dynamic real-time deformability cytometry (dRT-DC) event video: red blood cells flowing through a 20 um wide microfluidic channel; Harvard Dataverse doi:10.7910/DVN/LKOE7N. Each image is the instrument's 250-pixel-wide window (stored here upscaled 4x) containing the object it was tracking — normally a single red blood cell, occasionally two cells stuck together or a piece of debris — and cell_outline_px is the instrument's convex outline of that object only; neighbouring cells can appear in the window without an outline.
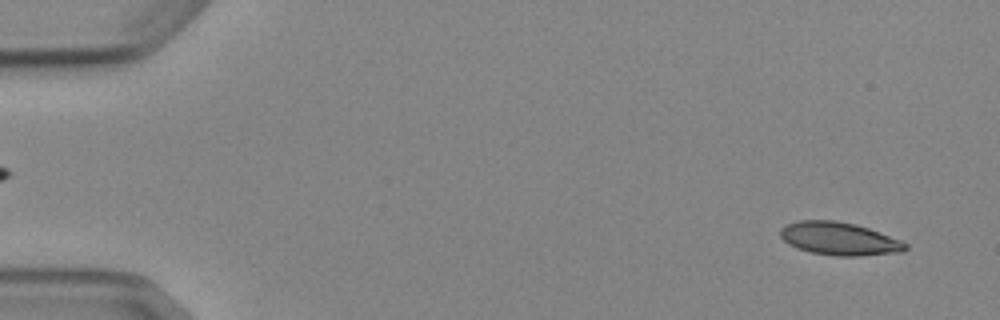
{"species": "Egyptian fruit bat (a non-hibernating species)", "species_latin": "Rousettus aegyptiacus", "temperature_condition": "cold", "stored_images_in_passage": 7, "camera_frame_rate_fps": 3000, "um_per_image_px": 0.085, "animal": {"sex": "female"}, "frame": {"image": 1, "passage_image": 1, "time_ms": 0.0, "image_size_px": [1000, 320], "cell_outline_px": [[908, 248], [904, 252], [860, 256], [836, 256], [812, 252], [796, 248], [788, 244], [780, 236], [780, 228], [788, 224], [800, 220], [836, 220], [856, 224], [868, 228], [900, 240], [908, 244]], "centroid_in_image_um": [71.35, 20.29], "position_along_channel_um": 13.7, "area_um2": 24.1}}
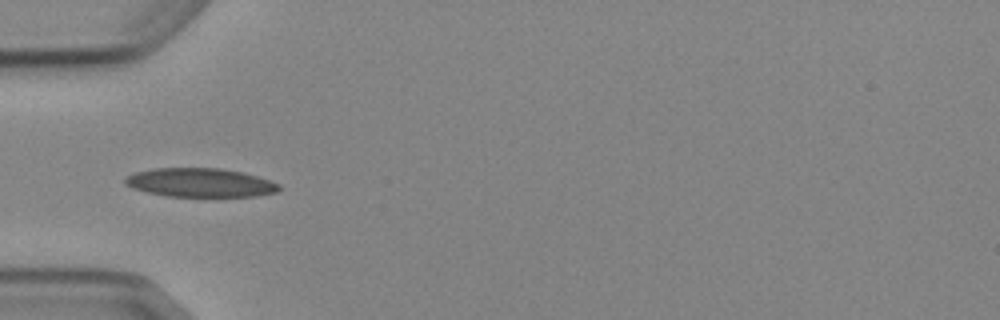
{"frame": {"image": 2, "passage_image": 5, "time_ms": 4.667, "image_size_px": [1000, 320], "cell_outline_px": [[280, 188], [276, 192], [256, 196], [168, 196], [148, 192], [132, 188], [124, 184], [124, 176], [132, 172], [152, 168], [220, 168], [244, 172], [280, 184]], "centroid_in_image_um": [16.96, 15.51], "position_along_channel_um": 68.0, "area_um2": 25.95}}
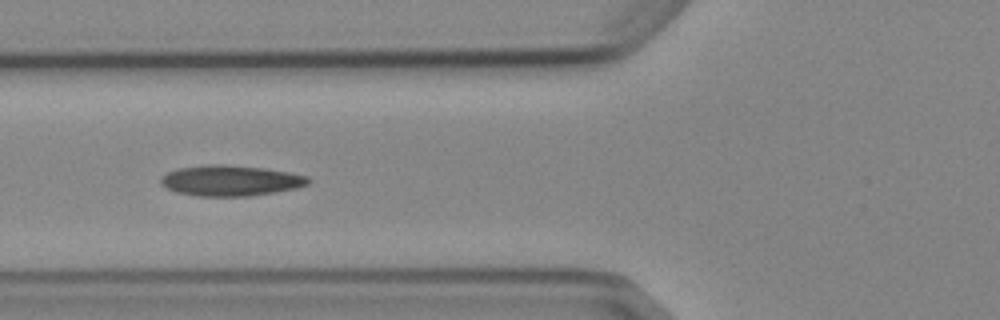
{"frame": {"image": 3, "passage_image": 6, "time_ms": 5.667, "image_size_px": [1000, 320], "cell_outline_px": [[312, 180], [308, 184], [296, 188], [276, 192], [248, 196], [196, 196], [176, 192], [160, 184], [160, 176], [176, 168], [208, 164], [224, 164], [264, 168], [288, 172], [308, 176]], "centroid_in_image_um": [19.58, 15.34], "position_along_channel_um": 106.2, "area_um2": 26.53}}